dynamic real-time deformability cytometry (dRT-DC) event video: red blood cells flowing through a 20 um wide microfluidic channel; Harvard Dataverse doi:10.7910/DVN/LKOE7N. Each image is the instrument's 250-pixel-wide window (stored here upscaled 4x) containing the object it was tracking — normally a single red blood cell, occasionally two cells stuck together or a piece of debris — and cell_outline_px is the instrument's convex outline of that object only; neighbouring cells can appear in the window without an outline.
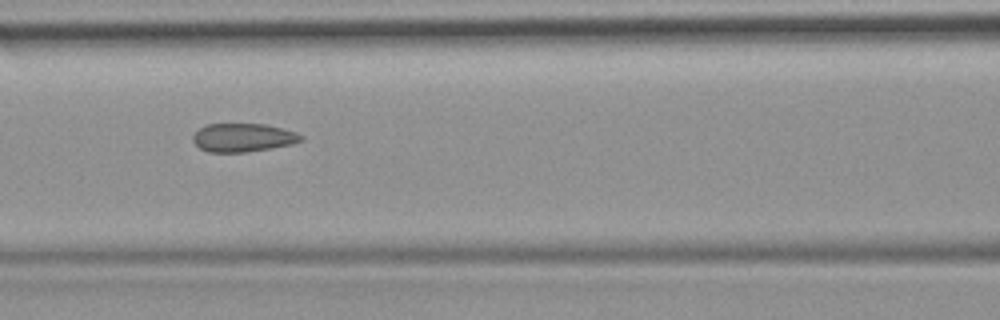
{"species": "common noctule bat (a hibernating species)", "species_latin": "Nyctalus noctula", "temperature_condition": "room temperature", "stored_images_in_passage": 48, "camera_frame_rate_fps": 3000, "um_per_image_px": 0.085, "animal": {"sex": "female", "body_mass_g": 19.9}, "frame": {"image": 1, "passage_image": 21, "time_ms": 6.667, "image_size_px": [1000, 320], "cell_outline_px": [[304, 140], [292, 144], [272, 148], [248, 152], [208, 152], [200, 148], [192, 140], [192, 136], [200, 128], [208, 124], [264, 124], [296, 132], [304, 136]], "centroid_in_image_um": [20.68, 11.7], "position_along_channel_um": 145.9, "area_um2": 17.92}}